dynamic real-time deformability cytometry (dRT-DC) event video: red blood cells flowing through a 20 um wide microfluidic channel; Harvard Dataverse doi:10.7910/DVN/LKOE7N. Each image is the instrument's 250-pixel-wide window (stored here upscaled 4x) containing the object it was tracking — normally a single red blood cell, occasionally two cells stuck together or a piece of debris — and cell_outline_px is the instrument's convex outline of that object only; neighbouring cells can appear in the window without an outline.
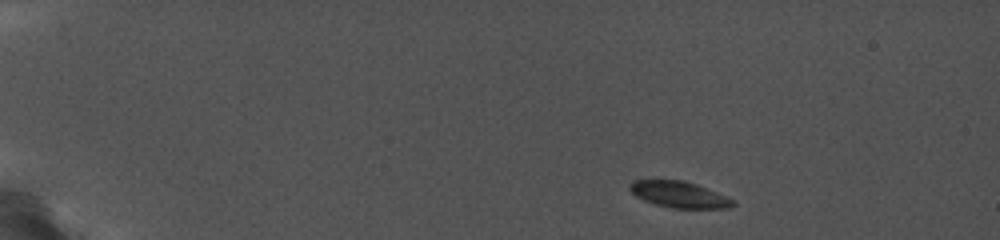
{"species": "common noctule bat (a hibernating species)", "species_latin": "Nyctalus noctula", "temperature_condition": "cold", "stored_images_in_passage": 14, "camera_frame_rate_fps": 5000, "um_per_image_px": 0.085, "animal": {"sex": "female", "body_mass_g": 19.0, "forearm_length_mm": 56.7}, "frame": {"image": 1, "passage_image": 1, "time_ms": 0.0, "image_size_px": [1000, 240], "cell_outline_px": [[736, 204], [732, 208], [672, 208], [656, 204], [644, 200], [636, 196], [628, 188], [628, 184], [632, 180], [684, 180], [696, 184], [736, 200]], "centroid_in_image_um": [57.74, 16.53], "position_along_channel_um": 27.3, "area_um2": 15.84}}
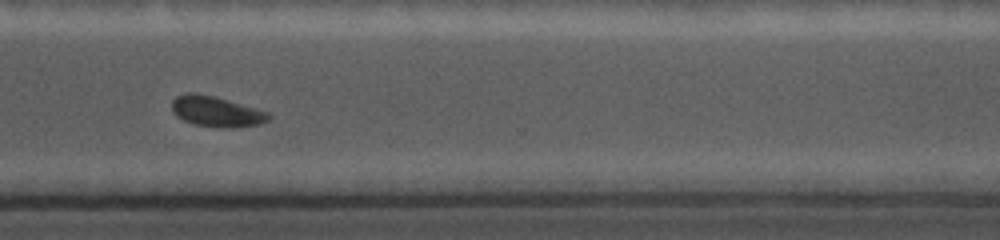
{"frame": {"image": 2, "passage_image": 12, "time_ms": 11.8, "image_size_px": [1000, 240], "cell_outline_px": [[272, 116], [264, 124], [236, 128], [220, 128], [192, 124], [176, 116], [172, 112], [172, 100], [176, 96], [212, 96], [256, 108], [268, 112]], "centroid_in_image_um": [18.47, 9.55], "position_along_channel_um": 352.1, "area_um2": 16.82}}
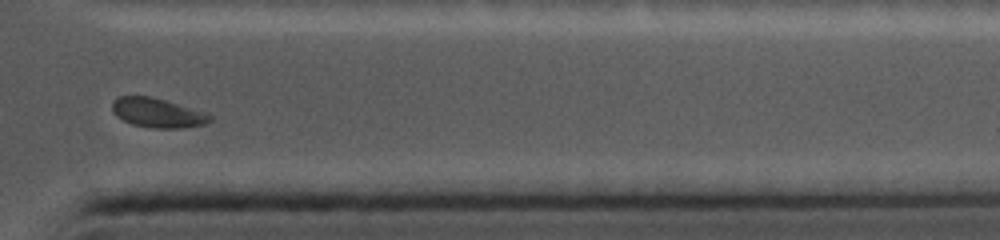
{"frame": {"image": 3, "passage_image": 13, "time_ms": 13.0, "image_size_px": [1000, 240], "cell_outline_px": [[212, 120], [208, 124], [184, 128], [152, 128], [132, 124], [116, 116], [112, 112], [112, 104], [120, 96], [148, 96], [204, 112], [212, 116]], "centroid_in_image_um": [13.4, 9.62], "position_along_channel_um": 398.0, "area_um2": 16.47}, "authors_computed_cell_mechanics": {"area_um2": 16.8198, "velocity_mm_per_s": 3.7167, "shape_relaxation_time_tau1_ms": 1.2038, "shape_relaxation_time_tau2_ms": 4.2044, "deformation_change_tau1": 0.0424, "deformation_change_tau2": 0.0289}}